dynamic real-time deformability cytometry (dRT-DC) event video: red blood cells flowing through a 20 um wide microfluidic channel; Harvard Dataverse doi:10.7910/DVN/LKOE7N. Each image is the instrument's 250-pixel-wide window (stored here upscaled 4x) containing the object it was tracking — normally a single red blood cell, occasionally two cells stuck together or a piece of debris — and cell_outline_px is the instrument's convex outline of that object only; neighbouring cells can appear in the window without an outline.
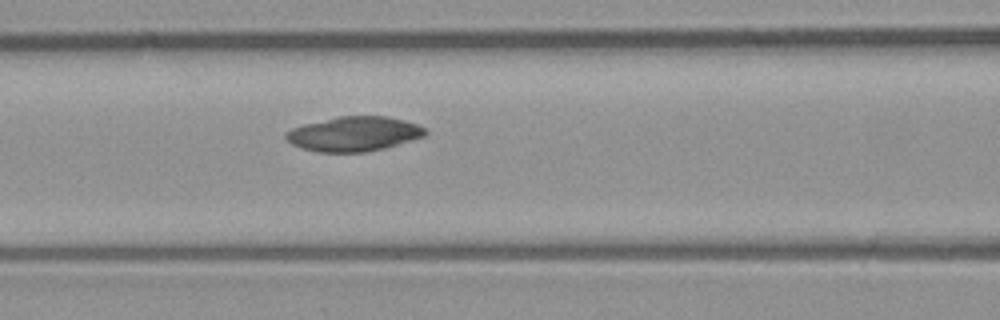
{"species": "common noctule bat (a hibernating species)", "species_latin": "Nyctalus noctula", "temperature_condition": "room temperature", "stored_images_in_passage": 7, "camera_frame_rate_fps": 3000, "um_per_image_px": 0.085, "animal": {"sex": "male", "body_mass_g": 23.1, "forearm_length_mm": 52.7}, "frame": {"image": 1, "passage_image": 7, "time_ms": 2.0, "image_size_px": [1000, 320], "cell_outline_px": [[428, 132], [424, 136], [384, 148], [364, 152], [316, 152], [292, 144], [284, 136], [284, 132], [292, 128], [304, 124], [336, 116], [388, 116], [404, 120], [416, 124], [424, 128]], "centroid_in_image_um": [30.06, 11.37], "position_along_channel_um": 136.5, "area_um2": 28.03}}